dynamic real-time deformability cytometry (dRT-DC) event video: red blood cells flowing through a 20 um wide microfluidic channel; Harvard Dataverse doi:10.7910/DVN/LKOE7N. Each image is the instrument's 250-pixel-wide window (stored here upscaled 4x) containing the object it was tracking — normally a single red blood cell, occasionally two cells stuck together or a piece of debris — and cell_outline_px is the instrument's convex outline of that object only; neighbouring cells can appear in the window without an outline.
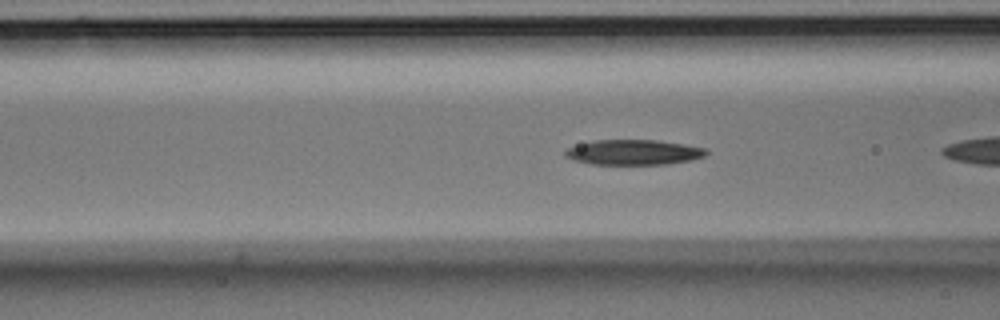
{"species": "Egyptian fruit bat (a non-hibernating species)", "species_latin": "Rousettus aegyptiacus", "temperature_condition": "room temperature", "stored_images_in_passage": 29, "camera_frame_rate_fps": 3000, "um_per_image_px": 0.085, "animal": {"sex": "male"}, "frame": {"image": 1, "passage_image": 5, "time_ms": 1.333, "image_size_px": [1000, 320], "cell_outline_px": [[708, 152], [704, 156], [692, 160], [668, 164], [592, 164], [572, 160], [564, 156], [564, 152], [568, 148], [592, 140], [656, 140], [684, 144], [708, 148]], "centroid_in_image_um": [53.87, 12.94], "position_along_channel_um": 112.7, "area_um2": 20.75}}
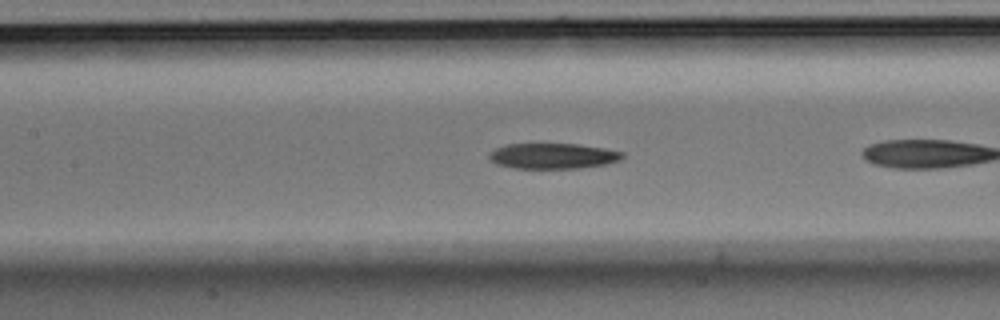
{"frame": {"image": 2, "passage_image": 9, "time_ms": 2.667, "image_size_px": [1000, 320], "cell_outline_px": [[624, 156], [620, 160], [604, 164], [576, 168], [512, 168], [496, 164], [488, 160], [488, 152], [504, 144], [576, 144], [604, 148], [624, 152]], "centroid_in_image_um": [46.93, 13.25], "position_along_channel_um": 160.5, "area_um2": 19.88}, "authors_computed_cell_mechanics": {"area_um2": 20.9814, "velocity_mm_per_s": 3.5483, "shape_relaxation_time_tau1_ms": 4.9304, "shape_relaxation_time_tau2_ms": 9.1144, "deformation_change_tau1": 0.1284, "deformation_change_tau2": 0.1717}}